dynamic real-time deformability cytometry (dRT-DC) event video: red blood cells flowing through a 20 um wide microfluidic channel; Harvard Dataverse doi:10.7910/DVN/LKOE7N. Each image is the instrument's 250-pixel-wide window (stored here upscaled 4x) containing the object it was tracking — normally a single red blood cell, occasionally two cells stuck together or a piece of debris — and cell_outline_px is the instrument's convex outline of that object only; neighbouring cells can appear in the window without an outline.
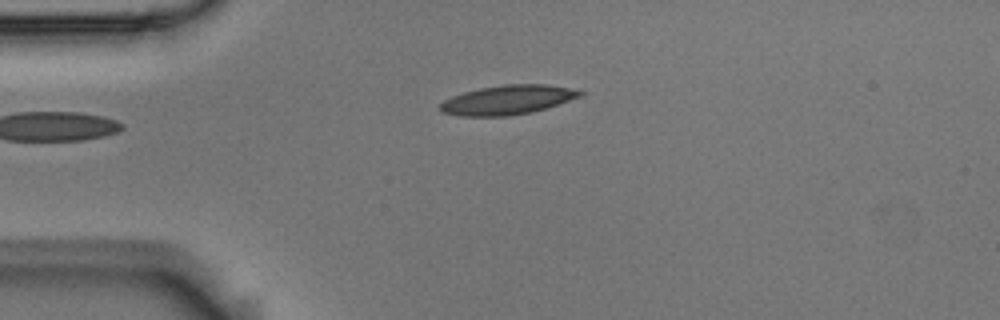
{"species": "Egyptian fruit bat (a non-hibernating species)", "species_latin": "Rousettus aegyptiacus", "temperature_condition": "room temperature", "stored_images_in_passage": 3, "camera_frame_rate_fps": 3000, "um_per_image_px": 0.085, "animal": {"sex": "male"}, "frame": {"image": 1, "passage_image": 3, "time_ms": 0.667, "image_size_px": [1000, 320], "cell_outline_px": [[584, 92], [580, 96], [532, 112], [508, 116], [460, 116], [440, 112], [440, 104], [444, 100], [452, 96], [464, 92], [480, 88], [504, 84], [548, 84], [572, 88]], "centroid_in_image_um": [43.11, 8.48], "position_along_channel_um": 41.9, "area_um2": 23.76}}